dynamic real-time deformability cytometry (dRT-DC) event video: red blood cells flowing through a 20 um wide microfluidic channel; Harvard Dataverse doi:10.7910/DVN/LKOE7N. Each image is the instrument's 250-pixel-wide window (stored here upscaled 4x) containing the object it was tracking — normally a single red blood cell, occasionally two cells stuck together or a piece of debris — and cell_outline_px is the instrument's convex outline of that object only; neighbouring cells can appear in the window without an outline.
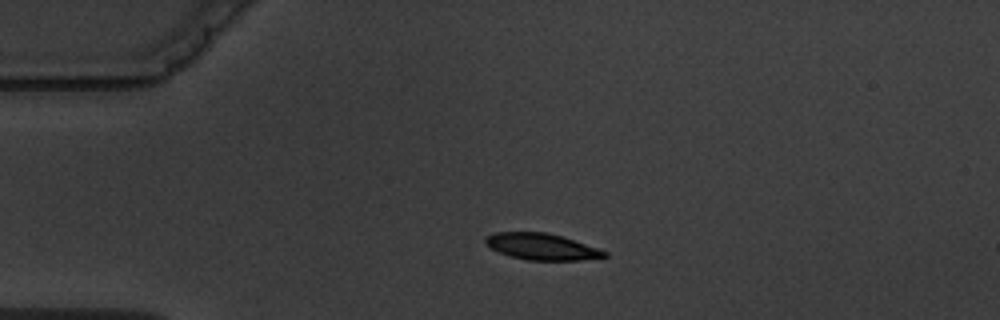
{"species": "common noctule bat (a hibernating species)", "species_latin": "Nyctalus noctula", "temperature_condition": "warm", "stored_images_in_passage": 4, "camera_frame_rate_fps": 3000, "um_per_image_px": 0.085, "animal": {"sex": "male", "body_mass_g": 19.5, "forearm_length_mm": 54.6}, "frame": {"image": 1, "passage_image": 2, "time_ms": 1.333, "image_size_px": [1000, 320], "cell_outline_px": [[608, 256], [580, 260], [528, 260], [512, 256], [500, 252], [484, 244], [484, 236], [496, 232], [548, 232], [564, 236], [608, 252]], "centroid_in_image_um": [46.03, 20.95], "position_along_channel_um": 39.0, "area_um2": 18.32}}
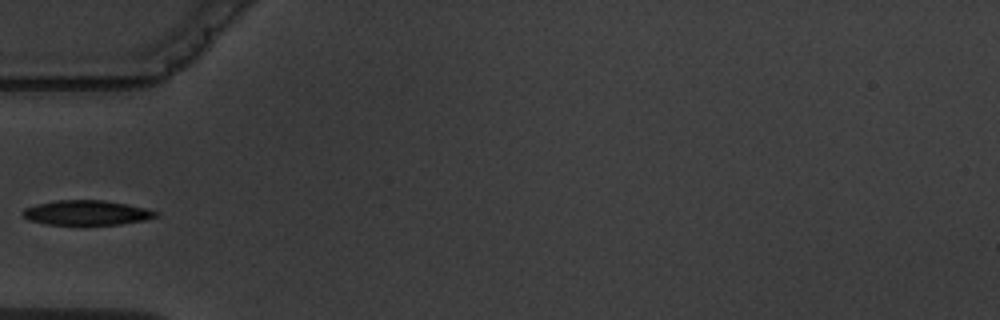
{"frame": {"image": 2, "passage_image": 4, "time_ms": 3.333, "image_size_px": [1000, 320], "cell_outline_px": [[160, 216], [144, 220], [120, 224], [48, 224], [28, 220], [20, 212], [24, 208], [36, 204], [56, 200], [104, 200], [128, 204], [148, 208], [156, 212]], "centroid_in_image_um": [7.36, 18.07], "position_along_channel_um": 77.6, "area_um2": 19.19}}